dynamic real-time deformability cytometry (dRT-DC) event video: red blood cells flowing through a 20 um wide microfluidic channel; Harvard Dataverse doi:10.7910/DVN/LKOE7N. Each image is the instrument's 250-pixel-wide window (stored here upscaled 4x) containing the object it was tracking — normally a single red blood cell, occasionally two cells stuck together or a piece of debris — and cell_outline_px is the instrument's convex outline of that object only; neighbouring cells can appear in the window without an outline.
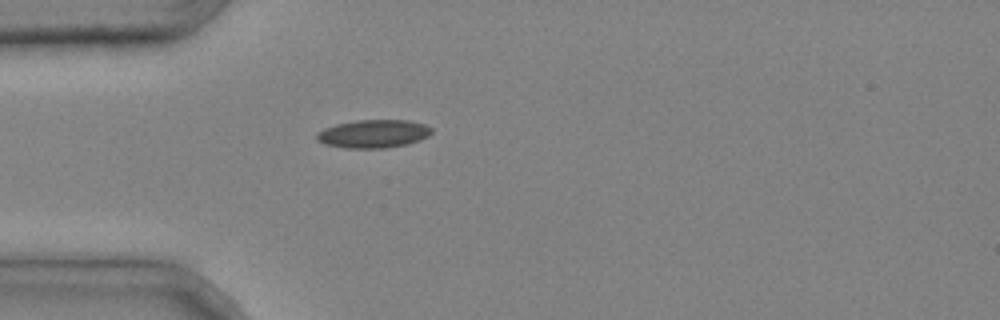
{"species": "common noctule bat (a hibernating species)", "species_latin": "Nyctalus noctula", "temperature_condition": "cold", "stored_images_in_passage": 1, "camera_frame_rate_fps": 3000, "um_per_image_px": 0.085, "animal": {"sex": "male", "body_mass_g": 20.4}, "frame": {"image": 1, "passage_image": 1, "time_ms": 0.0, "image_size_px": [1000, 320], "cell_outline_px": [[432, 132], [428, 136], [420, 140], [408, 144], [384, 148], [344, 148], [324, 144], [316, 140], [316, 132], [324, 128], [336, 124], [356, 120], [408, 120], [424, 124], [432, 128]], "centroid_in_image_um": [31.72, 11.37], "position_along_channel_um": 53.3, "area_um2": 19.02}}